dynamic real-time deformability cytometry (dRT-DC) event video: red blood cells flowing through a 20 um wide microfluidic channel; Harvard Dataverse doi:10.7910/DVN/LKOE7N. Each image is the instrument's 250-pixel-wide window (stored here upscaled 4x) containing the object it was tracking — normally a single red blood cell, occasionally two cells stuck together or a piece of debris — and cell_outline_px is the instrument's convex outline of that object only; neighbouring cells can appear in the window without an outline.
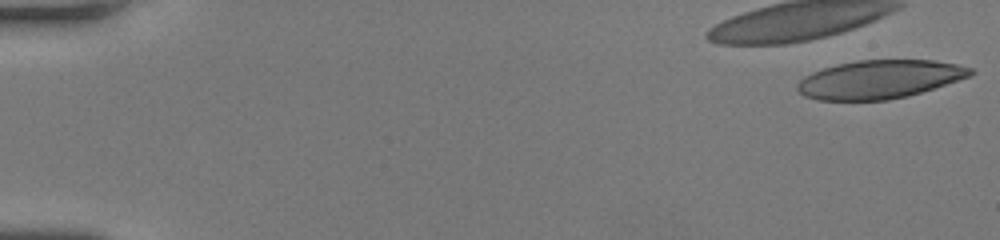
{"species": "human", "species_latin": "Homo sapiens", "temperature_condition": "room temperature", "stored_images_in_passage": 16, "camera_frame_rate_fps": 3000, "um_per_image_px": 0.085, "donor": {"sex": "female"}, "frame": {"image": 1, "passage_image": 1, "time_ms": 0.0, "image_size_px": [1000, 240], "cell_outline_px": [[976, 72], [968, 76], [908, 96], [888, 100], [816, 100], [804, 96], [796, 88], [796, 84], [804, 76], [812, 72], [836, 64], [856, 60], [932, 60], [956, 64], [972, 68]], "centroid_in_image_um": [74.7, 6.74], "position_along_channel_um": 10.3, "area_um2": 38.55}}